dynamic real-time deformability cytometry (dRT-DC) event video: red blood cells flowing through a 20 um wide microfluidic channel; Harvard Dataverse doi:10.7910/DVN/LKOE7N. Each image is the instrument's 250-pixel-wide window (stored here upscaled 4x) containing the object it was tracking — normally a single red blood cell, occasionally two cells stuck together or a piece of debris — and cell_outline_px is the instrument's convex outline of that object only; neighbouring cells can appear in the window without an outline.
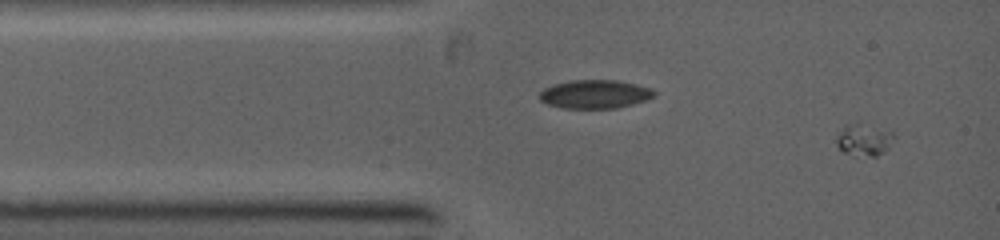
{"species": "common noctule bat (a hibernating species)", "species_latin": "Nyctalus noctula", "temperature_condition": "warm", "stored_images_in_passage": 3, "camera_frame_rate_fps": 5000, "um_per_image_px": 0.085, "animal": {"sex": "female", "body_mass_g": 19.0, "forearm_length_mm": 53.3}, "frame": {"image": 1, "passage_image": 1, "time_ms": 0.0, "image_size_px": [1000, 240], "cell_outline_px": [[896, 136], [888, 148], [876, 156], [852, 156], [844, 152], [836, 144], [836, 136], [844, 124], [848, 124], [892, 132]], "centroid_in_image_um": [73.39, 11.95], "position_along_channel_um": 11.6, "area_um2": 10.23}}
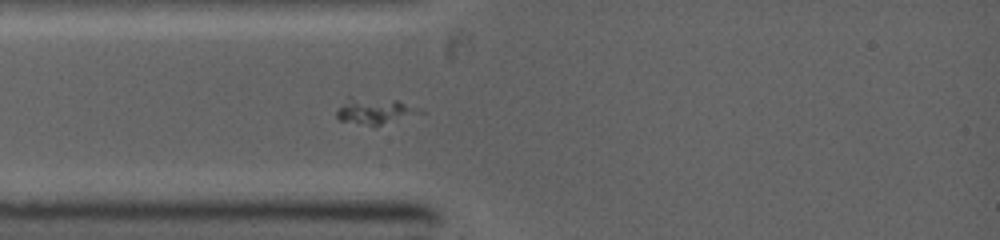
{"frame": {"image": 2, "passage_image": 3, "time_ms": 2.0, "image_size_px": [1000, 240], "cell_outline_px": [[424, 112], [372, 128], [340, 120], [336, 116], [336, 112], [348, 96], [396, 100], [416, 108]], "centroid_in_image_um": [31.78, 9.46], "position_along_channel_um": 53.2, "area_um2": 12.77}}